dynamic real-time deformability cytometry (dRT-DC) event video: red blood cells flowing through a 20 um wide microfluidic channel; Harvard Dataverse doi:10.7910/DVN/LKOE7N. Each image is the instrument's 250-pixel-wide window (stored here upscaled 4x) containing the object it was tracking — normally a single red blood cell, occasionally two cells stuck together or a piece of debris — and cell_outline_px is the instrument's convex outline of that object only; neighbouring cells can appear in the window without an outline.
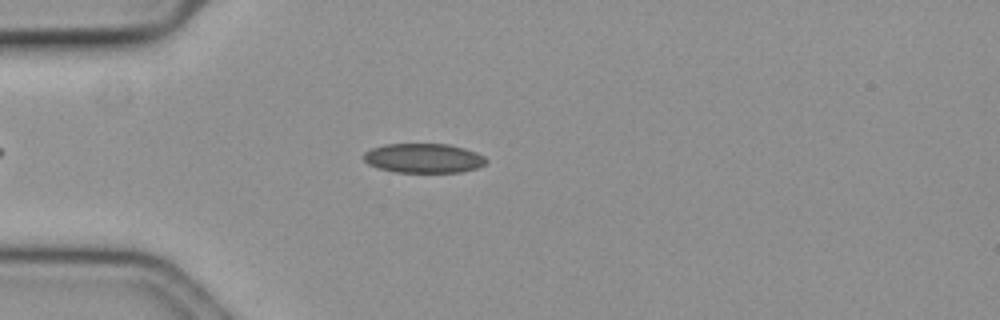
{"species": "common noctule bat (a hibernating species)", "species_latin": "Nyctalus noctula", "temperature_condition": "cold", "stored_images_in_passage": 49, "camera_frame_rate_fps": 3000, "um_per_image_px": 0.085, "animal": {"sex": "female", "body_mass_g": 19.3, "forearm_length_mm": 54.1}, "frame": {"image": 1, "passage_image": 11, "time_ms": 3.333, "image_size_px": [1000, 320], "cell_outline_px": [[488, 160], [484, 164], [476, 168], [460, 172], [396, 172], [376, 168], [368, 164], [364, 160], [364, 152], [372, 148], [384, 144], [448, 144], [464, 148], [476, 152], [484, 156]], "centroid_in_image_um": [35.99, 13.44], "position_along_channel_um": 49.0, "area_um2": 21.04}}
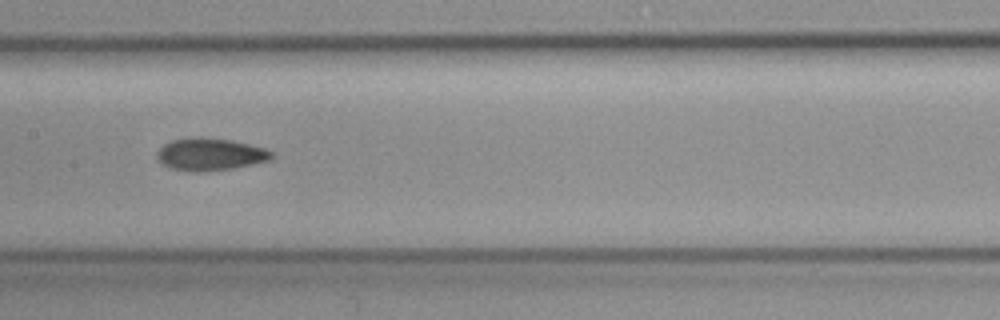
{"frame": {"image": 2, "passage_image": 24, "time_ms": 7.667, "image_size_px": [1000, 320], "cell_outline_px": [[272, 156], [268, 160], [252, 164], [232, 168], [204, 172], [192, 172], [168, 168], [160, 164], [156, 156], [160, 148], [164, 144], [172, 140], [192, 136], [200, 136], [232, 140], [264, 148], [272, 152]], "centroid_in_image_um": [17.79, 13.11], "position_along_channel_um": 189.6, "area_um2": 21.79}}
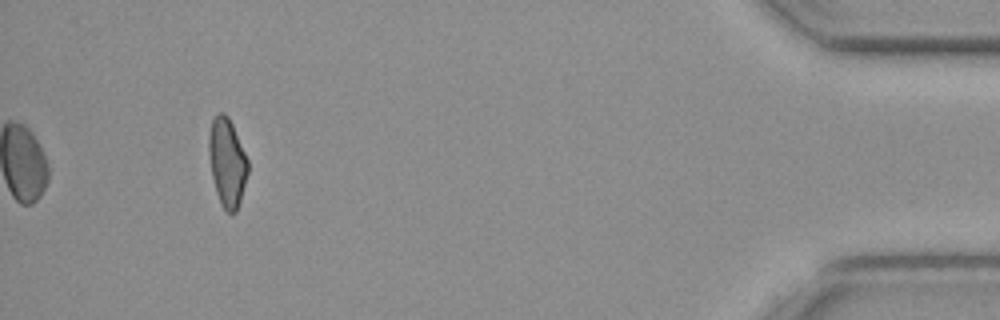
{"frame": {"image": 3, "passage_image": 49, "time_ms": 16.0, "image_size_px": [1000, 320], "cell_outline_px": [[248, 172], [240, 200], [236, 212], [228, 212], [224, 208], [216, 192], [212, 176], [208, 152], [208, 136], [212, 120], [220, 112], [224, 112], [228, 116], [232, 124], [248, 160]], "centroid_in_image_um": [19.29, 13.77], "position_along_channel_um": 415.9, "area_um2": 19.83}, "authors_computed_cell_mechanics": {"area_um2": 21.0392, "velocity_mm_per_s": 3.5774, "shape_relaxation_time_tau1_ms": null, "shape_relaxation_time_tau2_ms": 3.7971, "deformation_change_tau1": null, "deformation_change_tau2": 0.0823}}